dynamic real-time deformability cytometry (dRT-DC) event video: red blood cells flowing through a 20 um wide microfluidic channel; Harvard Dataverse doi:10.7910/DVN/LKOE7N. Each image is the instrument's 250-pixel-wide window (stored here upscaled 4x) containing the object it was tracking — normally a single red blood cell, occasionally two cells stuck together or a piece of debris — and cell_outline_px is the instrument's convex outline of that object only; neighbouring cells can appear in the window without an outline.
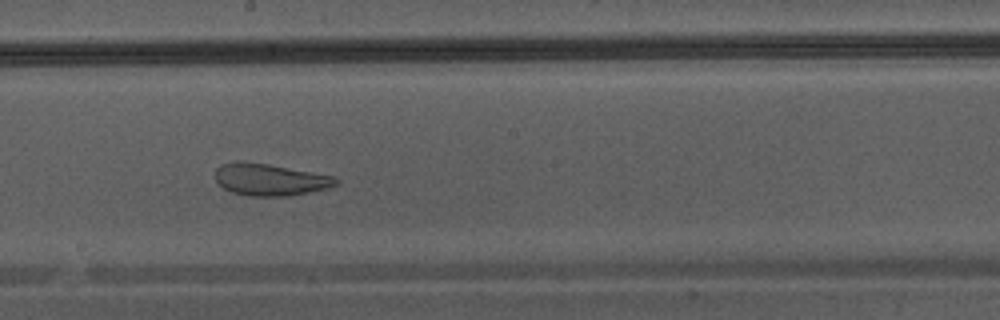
{"species": "Egyptian fruit bat (a non-hibernating species)", "species_latin": "Rousettus aegyptiacus", "temperature_condition": "warm", "stored_images_in_passage": 46, "camera_frame_rate_fps": 3000, "um_per_image_px": 0.085, "animal": {"sex": "male"}, "frame": {"image": 1, "passage_image": 26, "time_ms": 8.333, "image_size_px": [1000, 320], "cell_outline_px": [[340, 180], [336, 184], [328, 188], [288, 196], [248, 196], [232, 192], [216, 184], [216, 168], [220, 164], [236, 160], [268, 164], [336, 176]], "centroid_in_image_um": [22.93, 15.26], "position_along_channel_um": 225.3, "area_um2": 22.66}}
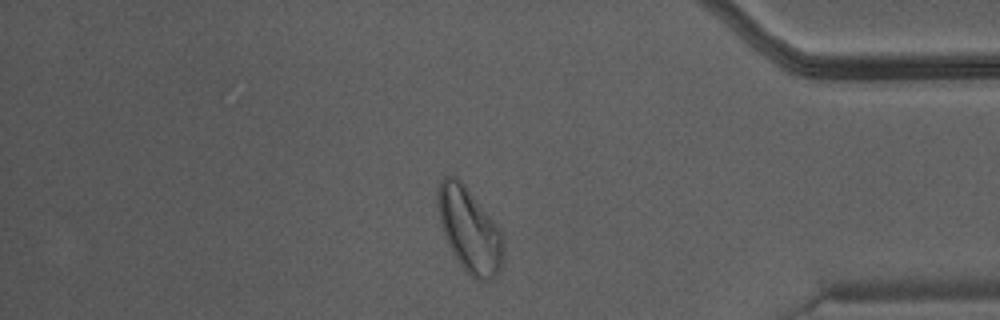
{"frame": {"image": 2, "passage_image": 39, "time_ms": 12.667, "image_size_px": [1000, 320], "cell_outline_px": [[504, 252], [500, 272], [492, 280], [480, 280], [472, 276], [460, 264], [452, 252], [444, 236], [440, 224], [436, 204], [436, 188], [440, 180], [444, 176], [456, 176], [464, 184], [496, 224], [504, 236]], "centroid_in_image_um": [39.88, 19.53], "position_along_channel_um": 395.3, "area_um2": 32.54}}
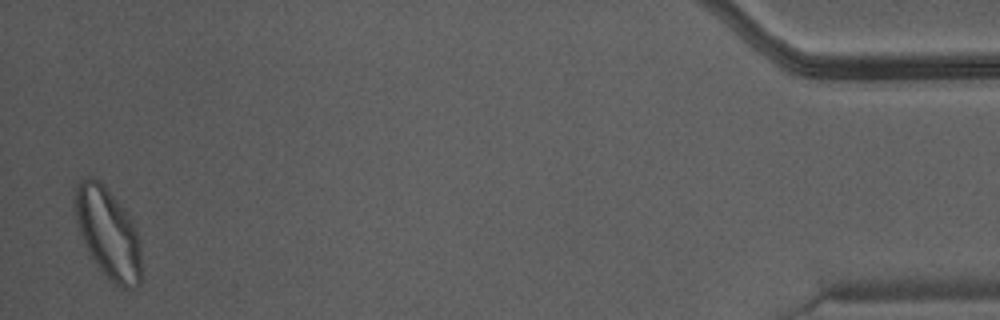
{"frame": {"image": 3, "passage_image": 45, "time_ms": 14.667, "image_size_px": [1000, 320], "cell_outline_px": [[144, 276], [140, 284], [136, 288], [120, 288], [108, 280], [96, 264], [80, 232], [76, 220], [72, 200], [76, 188], [80, 180], [88, 176], [92, 176], [100, 180], [104, 184], [128, 216], [136, 228], [140, 244]], "centroid_in_image_um": [9.21, 19.85], "position_along_channel_um": 426.0, "area_um2": 35.43}}